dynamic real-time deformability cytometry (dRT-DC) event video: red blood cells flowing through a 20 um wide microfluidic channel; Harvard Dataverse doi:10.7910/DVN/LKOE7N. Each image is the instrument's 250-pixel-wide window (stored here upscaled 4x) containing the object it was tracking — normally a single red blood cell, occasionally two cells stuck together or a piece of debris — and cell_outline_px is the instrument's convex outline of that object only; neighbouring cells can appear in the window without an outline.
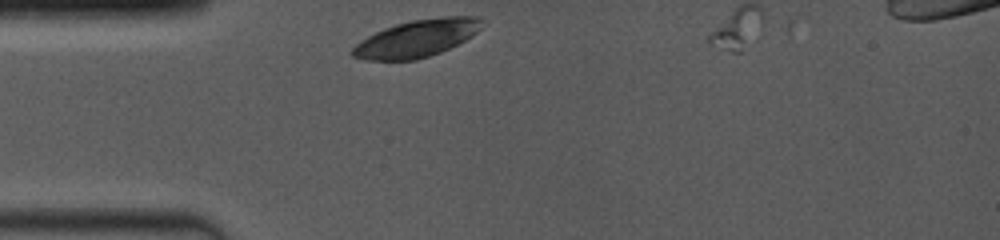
{"species": "common noctule bat (a hibernating species)", "species_latin": "Nyctalus noctula", "temperature_condition": "room temperature", "stored_images_in_passage": 12, "camera_frame_rate_fps": 4000, "um_per_image_px": 0.085, "animal": {"sex": "female", "body_mass_g": 19.0, "forearm_length_mm": 53.3}, "frame": {"image": 1, "passage_image": 1, "time_ms": 0.0, "image_size_px": [1000, 240], "cell_outline_px": [[480, 28], [472, 36], [440, 52], [416, 60], [364, 60], [352, 56], [352, 48], [360, 40], [384, 28], [396, 24], [412, 20], [440, 16], [480, 16]], "centroid_in_image_um": [35.4, 3.26], "position_along_channel_um": 49.6, "area_um2": 27.8}}
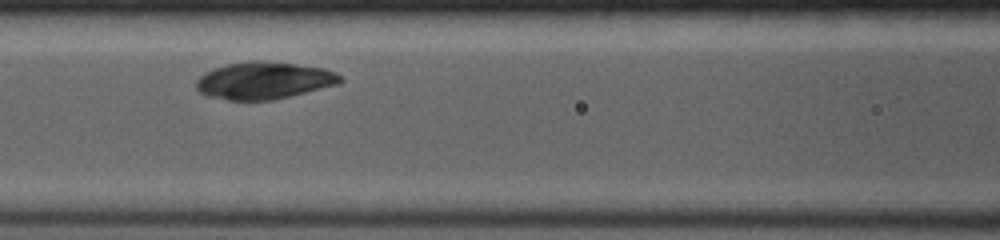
{"frame": {"image": 2, "passage_image": 4, "time_ms": 2.75, "image_size_px": [1000, 240], "cell_outline_px": [[344, 80], [340, 84], [272, 100], [228, 100], [208, 96], [200, 92], [196, 88], [196, 80], [204, 72], [228, 64], [252, 60], [260, 60], [324, 68], [336, 72]], "centroid_in_image_um": [22.44, 6.84], "position_along_channel_um": 144.2, "area_um2": 31.1}}
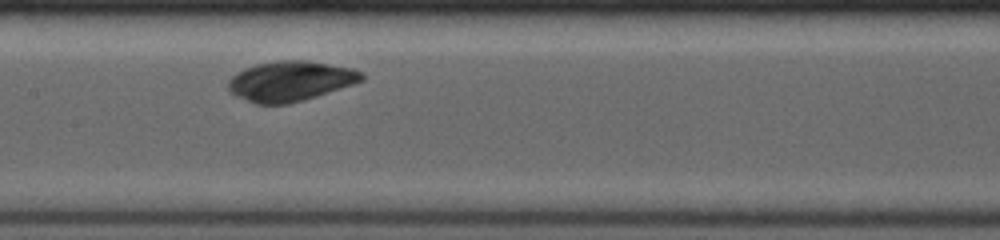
{"frame": {"image": 3, "passage_image": 5, "time_ms": 3.75, "image_size_px": [1000, 240], "cell_outline_px": [[364, 80], [316, 96], [288, 104], [256, 104], [236, 96], [228, 88], [228, 80], [236, 72], [244, 68], [256, 64], [276, 60], [304, 60], [352, 68], [364, 72]], "centroid_in_image_um": [24.66, 6.88], "position_along_channel_um": 182.7, "area_um2": 31.04}}